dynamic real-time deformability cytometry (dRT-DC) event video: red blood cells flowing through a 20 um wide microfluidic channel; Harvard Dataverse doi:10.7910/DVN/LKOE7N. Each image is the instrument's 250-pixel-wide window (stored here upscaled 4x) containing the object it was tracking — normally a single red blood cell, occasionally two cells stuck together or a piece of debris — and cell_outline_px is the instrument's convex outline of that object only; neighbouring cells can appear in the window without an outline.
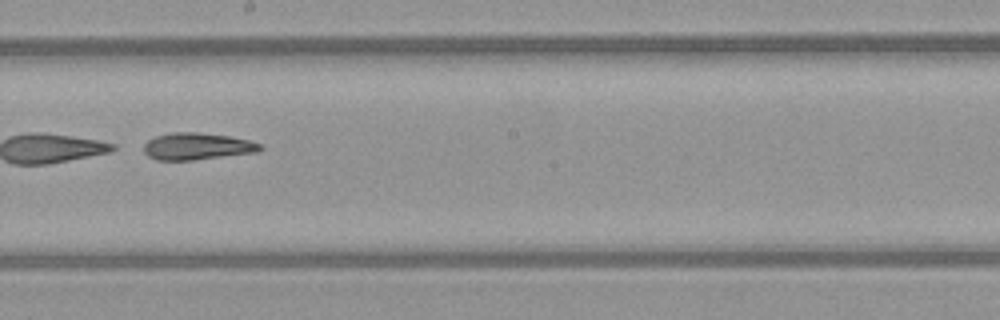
{"species": "common noctule bat (a hibernating species)", "species_latin": "Nyctalus noctula", "temperature_condition": "warm", "stored_images_in_passage": 50, "camera_frame_rate_fps": 3000, "um_per_image_px": 0.085, "animal": {"sex": "female", "body_mass_g": 21.9}, "frame": {"image": 1, "passage_image": 29, "time_ms": 9.333, "image_size_px": [1000, 320], "cell_outline_px": [[264, 148], [256, 152], [192, 160], [156, 160], [148, 156], [144, 152], [144, 144], [148, 140], [156, 136], [172, 132], [200, 132], [228, 136], [248, 140], [260, 144]], "centroid_in_image_um": [16.72, 12.43], "position_along_channel_um": 231.5, "area_um2": 18.15}}